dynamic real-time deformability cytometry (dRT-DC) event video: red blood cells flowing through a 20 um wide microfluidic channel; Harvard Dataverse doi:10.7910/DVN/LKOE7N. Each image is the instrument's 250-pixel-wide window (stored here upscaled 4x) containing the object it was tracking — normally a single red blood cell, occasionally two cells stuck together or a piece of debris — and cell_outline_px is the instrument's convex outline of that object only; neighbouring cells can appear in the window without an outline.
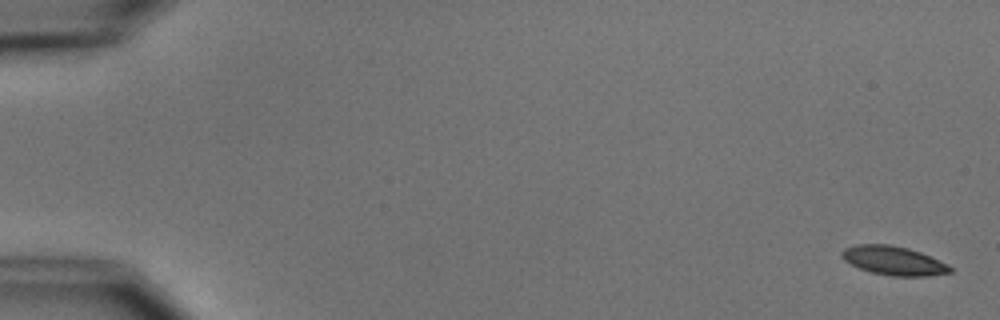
{"species": "common noctule bat (a hibernating species)", "species_latin": "Nyctalus noctula", "temperature_condition": "cold", "stored_images_in_passage": 7, "camera_frame_rate_fps": 3000, "um_per_image_px": 0.085, "animal": {"sex": "male", "body_mass_g": 15.6}, "frame": {"image": 1, "passage_image": 1, "time_ms": 0.0, "image_size_px": [1000, 320], "cell_outline_px": [[952, 272], [928, 276], [888, 276], [872, 272], [860, 268], [844, 260], [840, 256], [840, 252], [844, 248], [856, 244], [888, 244], [908, 248], [920, 252], [948, 264], [952, 268]], "centroid_in_image_um": [75.94, 22.15], "position_along_channel_um": 9.1, "area_um2": 18.26}}